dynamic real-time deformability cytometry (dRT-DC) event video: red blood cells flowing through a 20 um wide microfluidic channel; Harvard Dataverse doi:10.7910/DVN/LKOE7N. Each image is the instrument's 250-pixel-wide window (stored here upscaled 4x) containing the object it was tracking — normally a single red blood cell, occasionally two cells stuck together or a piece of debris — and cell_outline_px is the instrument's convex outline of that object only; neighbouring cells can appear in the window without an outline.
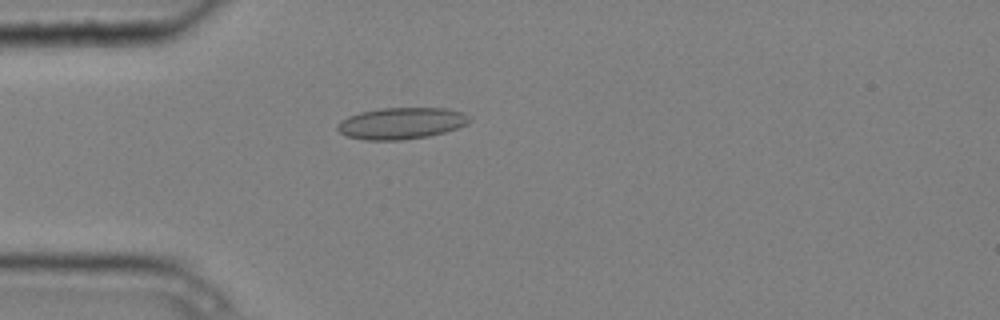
{"species": "common noctule bat (a hibernating species)", "species_latin": "Nyctalus noctula", "temperature_condition": "cold", "stored_images_in_passage": 1, "camera_frame_rate_fps": 3000, "um_per_image_px": 0.085, "animal": {"sex": "male", "body_mass_g": 20.4}, "frame": {"image": 1, "passage_image": 1, "time_ms": 0.0, "image_size_px": [1000, 320], "cell_outline_px": [[472, 120], [468, 124], [444, 132], [428, 136], [400, 140], [364, 140], [344, 136], [336, 128], [336, 124], [340, 120], [348, 116], [360, 112], [380, 108], [448, 108], [464, 112]], "centroid_in_image_um": [34.09, 10.47], "position_along_channel_um": 50.9, "area_um2": 24.51}}